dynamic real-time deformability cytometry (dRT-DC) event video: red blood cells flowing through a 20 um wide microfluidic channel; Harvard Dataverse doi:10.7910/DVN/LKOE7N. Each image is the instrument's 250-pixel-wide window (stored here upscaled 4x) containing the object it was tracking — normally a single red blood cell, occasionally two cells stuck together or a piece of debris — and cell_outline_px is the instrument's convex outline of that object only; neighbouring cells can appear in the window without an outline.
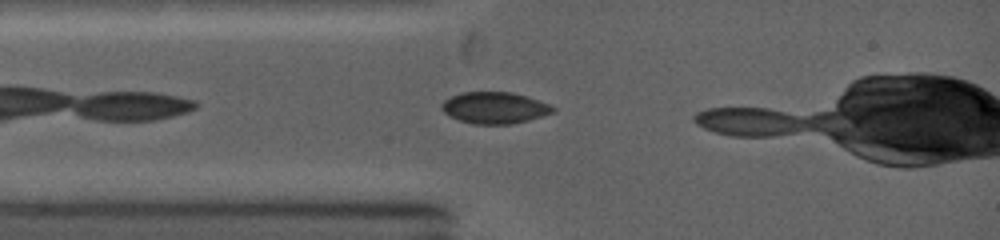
{"species": "common noctule bat (a hibernating species)", "species_latin": "Nyctalus noctula", "temperature_condition": "warm", "stored_images_in_passage": 7, "camera_frame_rate_fps": 5000, "um_per_image_px": 0.085, "animal": {"sex": "female", "body_mass_g": 19.0, "forearm_length_mm": 53.3}, "frame": {"image": 1, "passage_image": 3, "time_ms": 0.8, "image_size_px": [1000, 240], "cell_outline_px": [[556, 112], [544, 116], [512, 124], [472, 124], [448, 116], [440, 108], [440, 104], [444, 100], [452, 96], [464, 92], [512, 92], [548, 104], [556, 108]], "centroid_in_image_um": [42.03, 9.17], "position_along_channel_um": 43.0, "area_um2": 20.46}}